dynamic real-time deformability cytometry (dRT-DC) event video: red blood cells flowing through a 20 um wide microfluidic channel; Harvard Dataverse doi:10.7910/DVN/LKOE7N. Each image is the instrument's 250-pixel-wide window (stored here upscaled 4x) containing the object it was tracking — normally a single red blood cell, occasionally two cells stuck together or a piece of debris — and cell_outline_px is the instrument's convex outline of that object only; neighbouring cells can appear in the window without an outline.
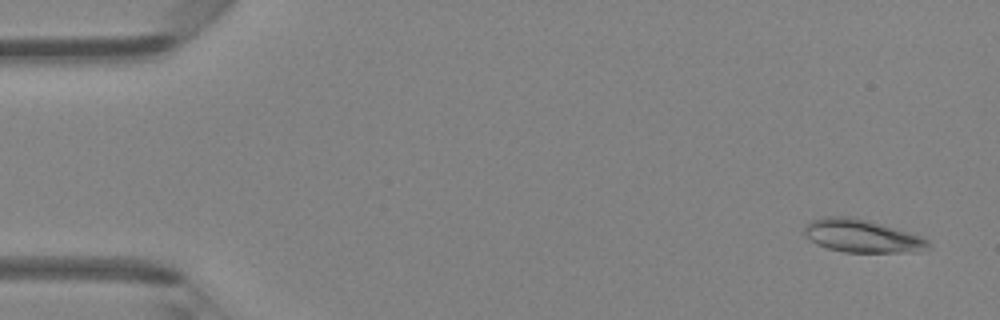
{"species": "Egyptian fruit bat (a non-hibernating species)", "species_latin": "Rousettus aegyptiacus", "temperature_condition": "room temperature", "stored_images_in_passage": 4, "camera_frame_rate_fps": 3000, "um_per_image_px": 0.085, "animal": {"sex": "female"}, "frame": {"image": 1, "passage_image": 1, "time_ms": 0.0, "image_size_px": [1000, 320], "cell_outline_px": [[932, 248], [912, 252], [844, 252], [828, 248], [816, 244], [804, 236], [804, 228], [812, 220], [824, 216], [852, 216], [868, 220], [924, 236], [928, 240]], "centroid_in_image_um": [73.29, 20.05], "position_along_channel_um": 11.7, "area_um2": 24.04}}
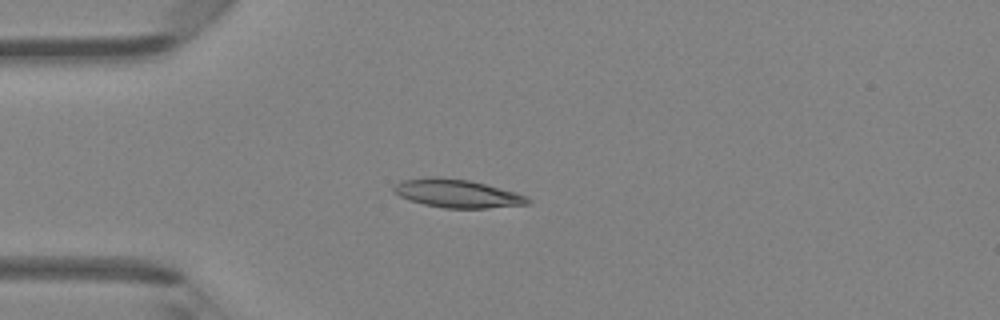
{"frame": {"image": 2, "passage_image": 4, "time_ms": 1.0, "image_size_px": [1000, 320], "cell_outline_px": [[532, 200], [528, 204], [488, 208], [444, 208], [424, 204], [408, 200], [392, 192], [392, 188], [396, 184], [404, 180], [432, 176], [436, 176], [468, 180], [484, 184], [528, 196]], "centroid_in_image_um": [38.83, 16.45], "position_along_channel_um": 46.2, "area_um2": 21.96}}